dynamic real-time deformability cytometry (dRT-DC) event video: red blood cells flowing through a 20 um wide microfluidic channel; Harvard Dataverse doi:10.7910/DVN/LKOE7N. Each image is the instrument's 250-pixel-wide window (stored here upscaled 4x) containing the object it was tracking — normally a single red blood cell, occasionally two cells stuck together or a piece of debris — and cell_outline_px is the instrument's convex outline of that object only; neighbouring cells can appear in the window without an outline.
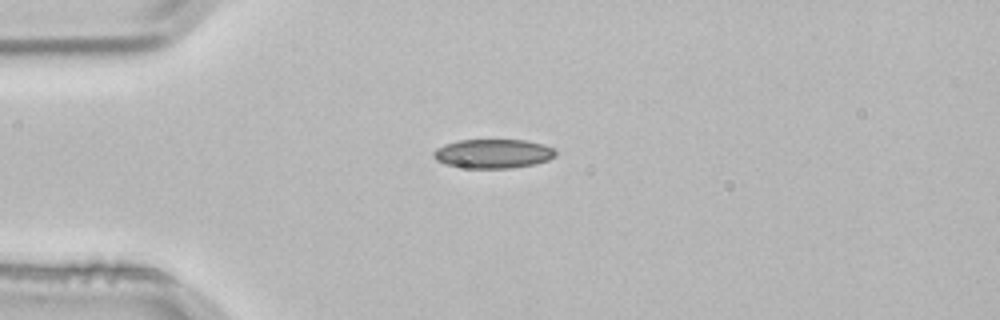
{"species": "common noctule bat (a hibernating species)", "species_latin": "Nyctalus noctula", "temperature_condition": "room temperature", "stored_images_in_passage": 3, "camera_frame_rate_fps": 3000, "um_per_image_px": 0.085, "animal": {"sex": "male", "body_mass_g": 21.5, "forearm_length_mm": 52.0}, "frame": {"image": 1, "passage_image": 3, "time_ms": 0.667, "image_size_px": [1000, 320], "cell_outline_px": [[556, 156], [548, 160], [532, 164], [512, 168], [468, 168], [444, 164], [436, 160], [432, 156], [432, 152], [436, 148], [444, 144], [460, 140], [524, 140], [544, 144], [552, 148], [556, 152]], "centroid_in_image_um": [41.88, 13.06], "position_along_channel_um": 43.1, "area_um2": 20.75}}